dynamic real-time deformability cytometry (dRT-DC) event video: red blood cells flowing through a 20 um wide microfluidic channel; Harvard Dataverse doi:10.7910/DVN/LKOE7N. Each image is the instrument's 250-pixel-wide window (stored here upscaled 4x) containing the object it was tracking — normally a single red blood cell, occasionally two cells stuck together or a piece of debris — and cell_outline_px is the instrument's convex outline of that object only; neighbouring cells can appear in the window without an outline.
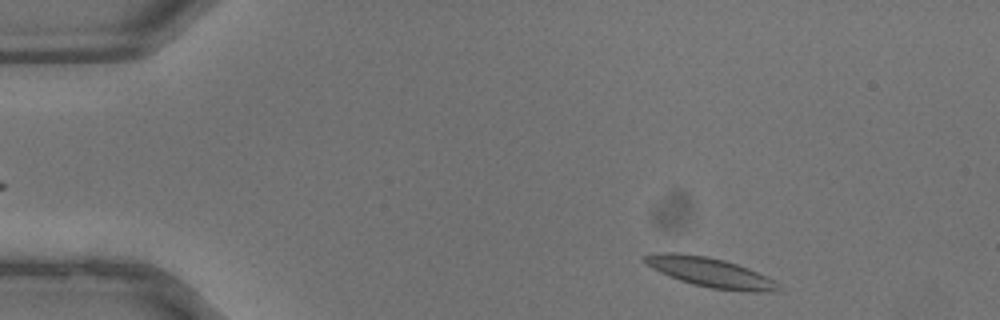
{"species": "common noctule bat (a hibernating species)", "species_latin": "Nyctalus noctula", "temperature_condition": "warm", "stored_images_in_passage": 33, "camera_frame_rate_fps": 3000, "um_per_image_px": 0.085, "animal": {"sex": "male", "body_mass_g": 13.3}, "frame": {"image": 1, "passage_image": 1, "time_ms": 0.0, "image_size_px": [1000, 320], "cell_outline_px": [[780, 288], [772, 292], [752, 292], [712, 288], [692, 284], [680, 280], [660, 272], [652, 268], [644, 260], [644, 256], [656, 252], [676, 252], [708, 256], [724, 260], [748, 268], [780, 284]], "centroid_in_image_um": [60.35, 23.14], "position_along_channel_um": 24.6, "area_um2": 22.72}}
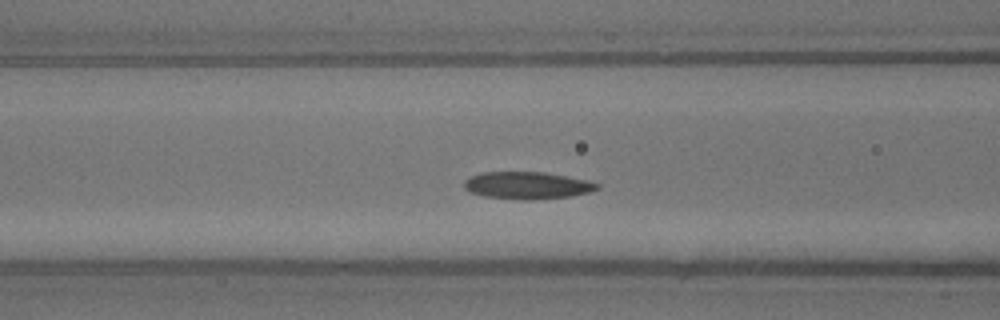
{"frame": {"image": 2, "passage_image": 11, "time_ms": 3.333, "image_size_px": [1000, 320], "cell_outline_px": [[600, 188], [592, 192], [572, 196], [528, 200], [520, 200], [484, 196], [468, 192], [464, 188], [464, 180], [472, 176], [484, 172], [544, 172], [588, 180], [600, 184]], "centroid_in_image_um": [44.84, 15.77], "position_along_channel_um": 121.8, "area_um2": 21.27}}
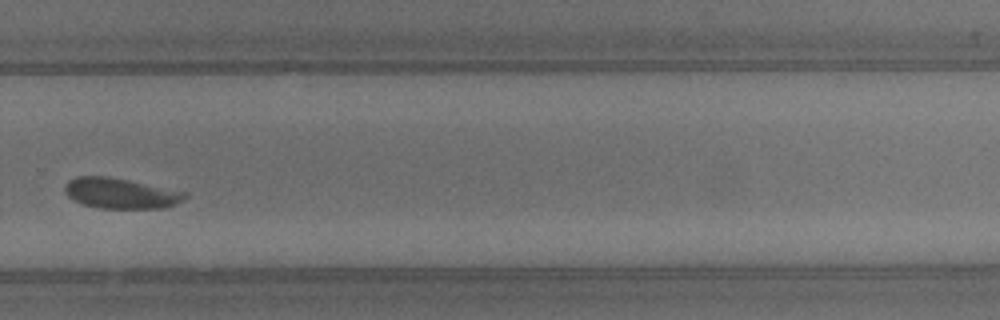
{"frame": {"image": 3, "passage_image": 22, "time_ms": 7.0, "image_size_px": [1000, 320], "cell_outline_px": [[188, 196], [184, 200], [176, 204], [164, 208], [100, 208], [84, 204], [72, 200], [64, 192], [64, 188], [68, 180], [76, 176], [108, 176], [188, 192]], "centroid_in_image_um": [10.26, 16.43], "position_along_channel_um": 319.5, "area_um2": 21.44}}